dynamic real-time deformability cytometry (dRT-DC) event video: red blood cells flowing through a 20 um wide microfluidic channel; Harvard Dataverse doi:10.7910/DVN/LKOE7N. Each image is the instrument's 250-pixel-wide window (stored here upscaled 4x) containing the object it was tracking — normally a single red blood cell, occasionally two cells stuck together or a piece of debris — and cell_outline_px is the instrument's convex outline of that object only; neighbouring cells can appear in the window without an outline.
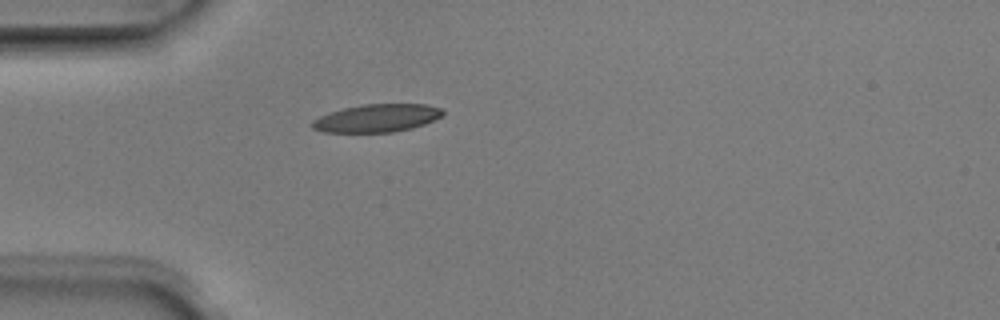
{"species": "Egyptian fruit bat (a non-hibernating species)", "species_latin": "Rousettus aegyptiacus", "temperature_condition": "room temperature", "stored_images_in_passage": 1, "camera_frame_rate_fps": 3000, "um_per_image_px": 0.085, "animal": {"sex": "male"}, "frame": {"image": 1, "passage_image": 1, "time_ms": 0.0, "image_size_px": [1000, 320], "cell_outline_px": [[444, 116], [424, 124], [412, 128], [392, 132], [324, 132], [312, 128], [312, 120], [320, 116], [344, 108], [364, 104], [428, 104], [440, 108], [444, 112]], "centroid_in_image_um": [32.07, 10.04], "position_along_channel_um": 52.9, "area_um2": 21.15}}